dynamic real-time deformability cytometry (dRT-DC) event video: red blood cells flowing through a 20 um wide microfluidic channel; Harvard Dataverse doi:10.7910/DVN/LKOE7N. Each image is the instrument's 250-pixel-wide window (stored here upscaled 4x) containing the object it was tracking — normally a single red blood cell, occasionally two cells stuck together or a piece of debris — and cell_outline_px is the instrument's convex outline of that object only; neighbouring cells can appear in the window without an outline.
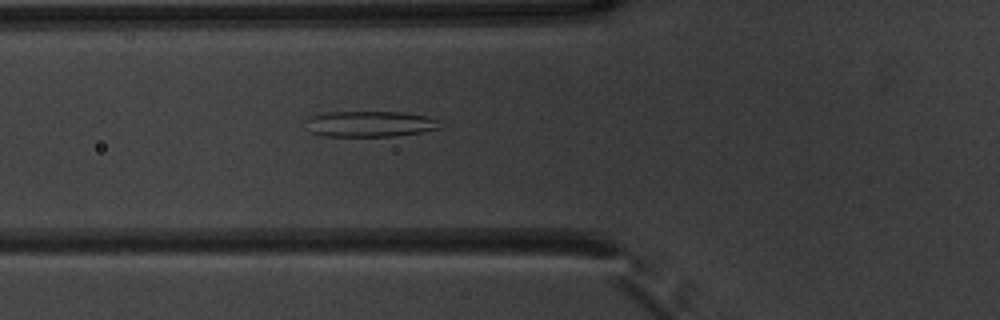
{"species": "common noctule bat (a hibernating species)", "species_latin": "Nyctalus noctula", "temperature_condition": "warm", "stored_images_in_passage": 48, "camera_frame_rate_fps": 3000, "um_per_image_px": 0.085, "animal": {"sex": "male", "body_mass_g": 20.1, "forearm_length_mm": 53.5}, "frame": {"image": 1, "passage_image": 15, "time_ms": 4.667, "image_size_px": [1000, 320], "cell_outline_px": [[444, 128], [420, 132], [392, 136], [324, 136], [308, 132], [304, 120], [308, 116], [328, 112], [404, 112], [424, 116], [440, 120]], "centroid_in_image_um": [31.41, 10.53], "position_along_channel_um": 94.4, "area_um2": 20.52}}
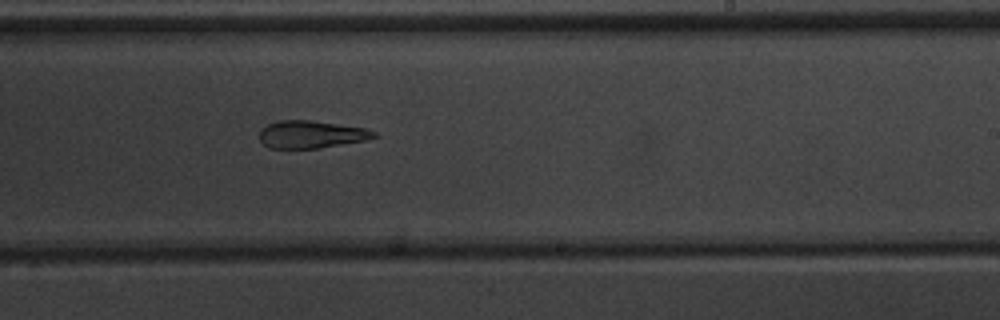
{"frame": {"image": 2, "passage_image": 28, "time_ms": 9.0, "image_size_px": [1000, 320], "cell_outline_px": [[376, 136], [364, 140], [316, 148], [268, 148], [260, 140], [260, 132], [268, 124], [280, 120], [308, 120], [364, 128], [376, 132]], "centroid_in_image_um": [26.41, 11.42], "position_along_channel_um": 262.6, "area_um2": 17.86}}
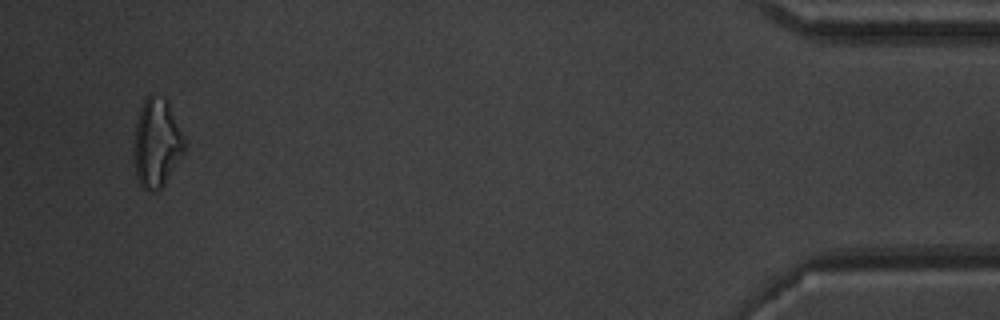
{"frame": {"image": 3, "passage_image": 46, "time_ms": 15.0, "image_size_px": [1000, 320], "cell_outline_px": [[184, 152], [164, 184], [156, 192], [148, 192], [140, 184], [136, 176], [132, 152], [132, 148], [136, 124], [140, 108], [148, 92], [152, 92], [164, 100], [168, 104], [184, 140]], "centroid_in_image_um": [13.26, 12.18], "position_along_channel_um": 421.9, "area_um2": 25.95}, "authors_computed_cell_mechanics": {"area_um2": 21.6172, "velocity_mm_per_s": 3.873, "shape_relaxation_time_tau1_ms": null, "shape_relaxation_time_tau2_ms": 4.0756, "deformation_change_tau1": null, "deformation_change_tau2": 0.1469}}